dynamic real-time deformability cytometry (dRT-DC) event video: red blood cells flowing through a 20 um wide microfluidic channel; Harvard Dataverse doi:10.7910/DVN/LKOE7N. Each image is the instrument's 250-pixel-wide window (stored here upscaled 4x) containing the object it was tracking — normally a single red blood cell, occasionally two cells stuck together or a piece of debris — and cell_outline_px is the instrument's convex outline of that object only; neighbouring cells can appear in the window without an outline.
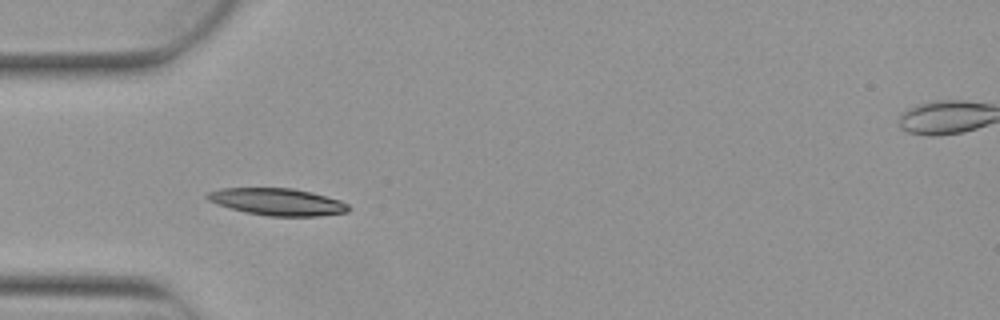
{"species": "Egyptian fruit bat (a non-hibernating species)", "species_latin": "Rousettus aegyptiacus", "temperature_condition": "warm", "stored_images_in_passage": 5, "camera_frame_rate_fps": 3000, "um_per_image_px": 0.085, "animal": {"sex": "female"}, "frame": {"image": 1, "passage_image": 5, "time_ms": 1.333, "image_size_px": [1000, 320], "cell_outline_px": [[352, 208], [348, 212], [320, 216], [268, 216], [244, 212], [216, 204], [208, 200], [204, 196], [208, 192], [220, 188], [292, 188], [312, 192], [340, 200], [348, 204]], "centroid_in_image_um": [23.58, 17.16], "position_along_channel_um": 61.4, "area_um2": 22.48}}